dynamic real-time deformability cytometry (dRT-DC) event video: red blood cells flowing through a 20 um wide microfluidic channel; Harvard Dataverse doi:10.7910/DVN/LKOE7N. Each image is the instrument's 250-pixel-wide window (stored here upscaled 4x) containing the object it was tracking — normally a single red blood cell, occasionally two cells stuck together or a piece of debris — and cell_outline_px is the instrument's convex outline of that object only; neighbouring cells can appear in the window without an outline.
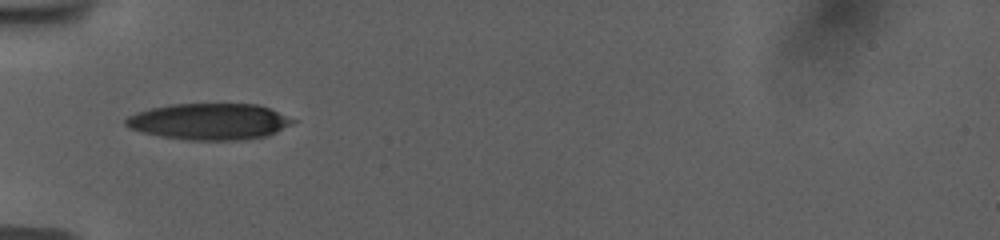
{"species": "human", "species_latin": "Homo sapiens", "temperature_condition": "room temperature", "stored_images_in_passage": 34, "camera_frame_rate_fps": 3000, "um_per_image_px": 0.085, "donor": {"sex": "female"}, "frame": {"image": 1, "passage_image": 1, "time_ms": 0.0, "image_size_px": [1000, 240], "cell_outline_px": [[300, 120], [268, 136], [244, 140], [188, 140], [160, 136], [128, 128], [124, 124], [124, 120], [128, 116], [136, 112], [152, 108], [172, 104], [256, 104], [268, 108]], "centroid_in_image_um": [17.82, 10.34], "position_along_channel_um": 67.2, "area_um2": 35.55}}
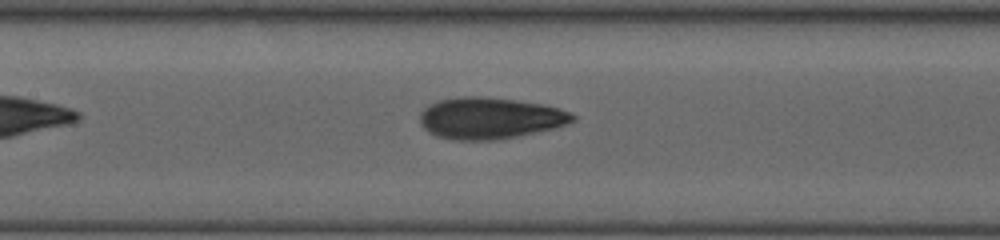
{"frame": {"image": 2, "passage_image": 9, "time_ms": 2.667, "image_size_px": [1000, 240], "cell_outline_px": [[576, 120], [552, 128], [516, 136], [496, 140], [452, 140], [436, 136], [428, 132], [420, 124], [420, 112], [428, 104], [440, 100], [460, 96], [484, 96], [520, 100], [560, 108], [572, 112], [576, 116]], "centroid_in_image_um": [41.61, 10.03], "position_along_channel_um": 165.8, "area_um2": 37.11}}
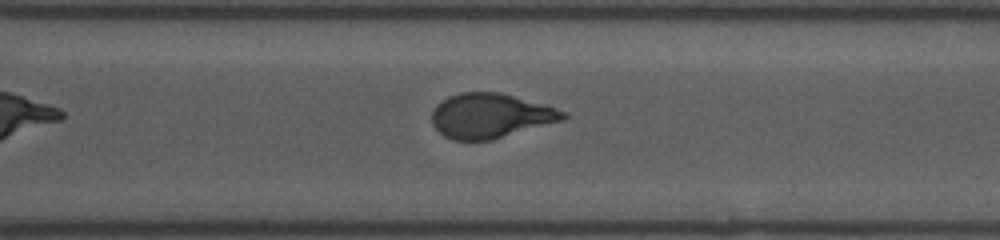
{"frame": {"image": 3, "passage_image": 22, "time_ms": 7.0, "image_size_px": [1000, 240], "cell_outline_px": [[568, 116], [564, 120], [492, 140], [452, 140], [444, 136], [432, 124], [432, 112], [436, 104], [440, 100], [448, 96], [460, 92], [500, 92], [544, 104], [556, 108], [564, 112]], "centroid_in_image_um": [41.67, 9.83], "position_along_channel_um": 328.9, "area_um2": 34.28}, "authors_computed_cell_mechanics": {"area_um2": 35.5181, "velocity_mm_per_s": 3.7778, "shape_relaxation_time_tau1_ms": 5.4638, "shape_relaxation_time_tau2_ms": 1.2336, "deformation_change_tau1": 0.1761, "deformation_change_tau2": 0.0826}}